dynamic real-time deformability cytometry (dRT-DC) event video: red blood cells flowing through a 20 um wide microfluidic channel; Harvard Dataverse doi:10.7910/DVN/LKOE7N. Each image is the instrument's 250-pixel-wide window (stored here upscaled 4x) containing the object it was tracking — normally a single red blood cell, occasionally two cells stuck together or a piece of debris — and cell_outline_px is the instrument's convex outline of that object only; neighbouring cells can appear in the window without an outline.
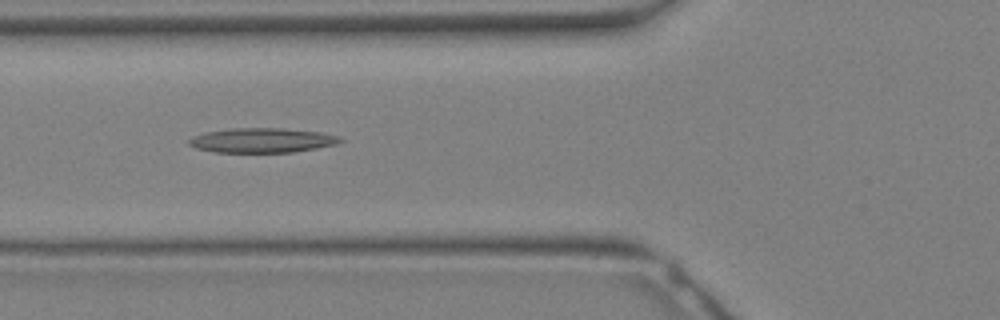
{"species": "Egyptian fruit bat (a non-hibernating species)", "species_latin": "Rousettus aegyptiacus", "temperature_condition": "warm", "stored_images_in_passage": 31, "camera_frame_rate_fps": 3000, "um_per_image_px": 0.085, "animal": {"sex": "female"}, "frame": {"image": 1, "passage_image": 11, "time_ms": 3.333, "image_size_px": [1000, 320], "cell_outline_px": [[344, 140], [336, 144], [316, 148], [292, 152], [212, 152], [196, 148], [188, 144], [188, 140], [192, 136], [204, 132], [228, 128], [284, 128], [320, 132], [340, 136]], "centroid_in_image_um": [22.25, 11.92], "position_along_channel_um": 103.6, "area_um2": 21.85}}
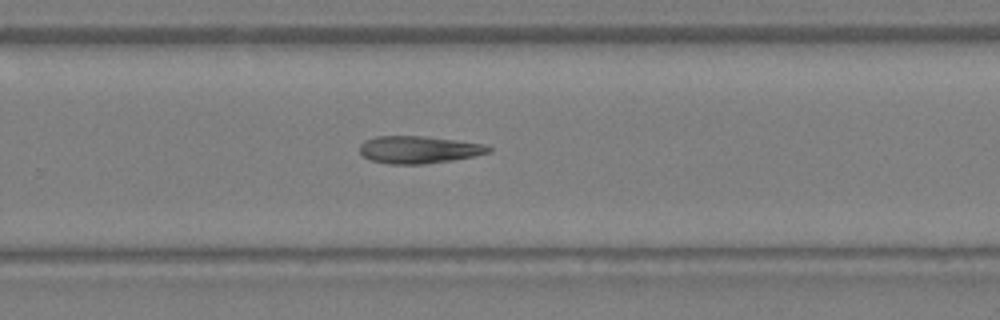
{"frame": {"image": 2, "passage_image": 20, "time_ms": 6.333, "image_size_px": [1000, 320], "cell_outline_px": [[492, 152], [476, 156], [452, 160], [424, 164], [388, 164], [372, 160], [364, 156], [360, 152], [360, 144], [364, 140], [376, 136], [424, 136], [488, 144], [492, 148]], "centroid_in_image_um": [35.65, 12.72], "position_along_channel_um": 294.2, "area_um2": 20.75}}
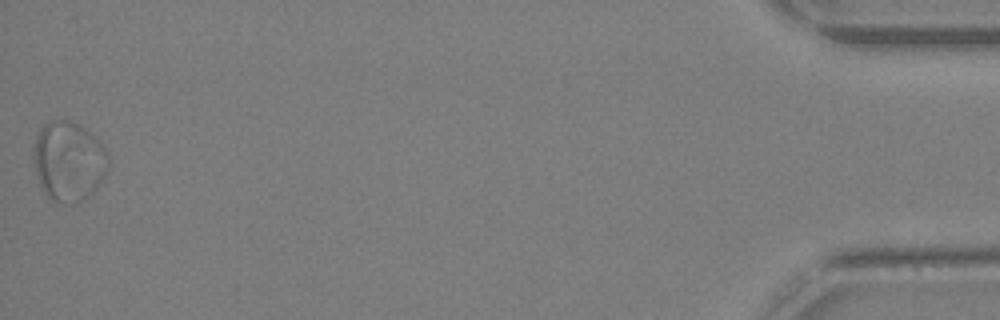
{"frame": {"image": 3, "passage_image": 31, "time_ms": 10.0, "image_size_px": [1000, 320], "cell_outline_px": [[108, 168], [104, 176], [96, 188], [84, 200], [76, 204], [64, 204], [52, 200], [44, 192], [36, 176], [32, 156], [36, 136], [40, 128], [48, 120], [68, 120], [80, 124], [96, 136], [104, 144], [108, 152]], "centroid_in_image_um": [5.84, 13.69], "position_along_channel_um": 429.4, "area_um2": 35.43}}